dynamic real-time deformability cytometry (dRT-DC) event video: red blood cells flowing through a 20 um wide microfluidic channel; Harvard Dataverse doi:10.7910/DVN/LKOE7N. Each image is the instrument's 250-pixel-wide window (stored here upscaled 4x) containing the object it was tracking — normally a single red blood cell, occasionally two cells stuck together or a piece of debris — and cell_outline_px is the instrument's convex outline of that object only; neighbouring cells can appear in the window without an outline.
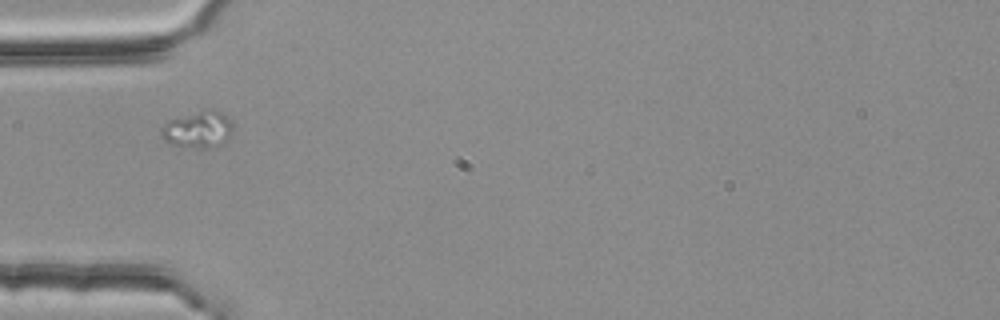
{"species": "common noctule bat (a hibernating species)", "species_latin": "Nyctalus noctula", "temperature_condition": "room temperature", "stored_images_in_passage": 3, "segment_of_instrument_passage": [2, 2], "camera_frame_rate_fps": 3000, "um_per_image_px": 0.085, "animal": {"sex": "female", "body_mass_g": 25.1}, "frame": {"image": 1, "passage_image": 2, "time_ms": 0.333, "image_size_px": [1000, 320], "cell_outline_px": [[232, 132], [228, 140], [208, 148], [196, 148], [172, 144], [164, 140], [160, 136], [160, 128], [168, 120], [204, 108], [212, 108], [228, 116], [232, 120]], "centroid_in_image_um": [16.83, 10.97], "position_along_channel_um": 68.2, "area_um2": 15.66}}